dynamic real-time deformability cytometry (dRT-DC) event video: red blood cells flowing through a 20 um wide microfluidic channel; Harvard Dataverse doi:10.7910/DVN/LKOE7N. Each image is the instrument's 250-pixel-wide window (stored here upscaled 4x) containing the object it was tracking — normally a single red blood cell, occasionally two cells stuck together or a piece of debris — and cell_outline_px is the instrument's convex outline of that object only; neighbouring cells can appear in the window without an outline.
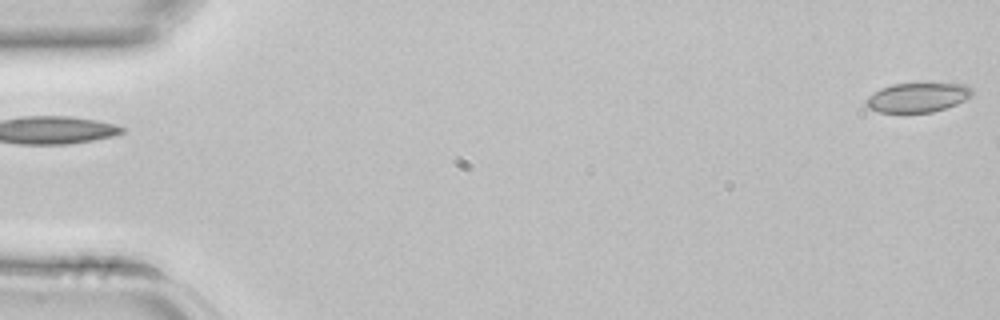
{"species": "common noctule bat (a hibernating species)", "species_latin": "Nyctalus noctula", "temperature_condition": "room temperature", "stored_images_in_passage": 3, "segment_of_instrument_passage": [2, 2], "camera_frame_rate_fps": 3000, "um_per_image_px": 0.085, "animal": {"sex": "female", "body_mass_g": 22.7, "forearm_length_mm": 54.2}, "frame": {"image": 1, "passage_image": 3, "time_ms": 0.667, "image_size_px": [1000, 320], "cell_outline_px": [[972, 96], [956, 104], [932, 112], [880, 112], [868, 108], [864, 104], [864, 100], [868, 96], [880, 88], [892, 84], [964, 84], [972, 88]], "centroid_in_image_um": [77.95, 8.28], "position_along_channel_um": 7.0, "area_um2": 18.03}}